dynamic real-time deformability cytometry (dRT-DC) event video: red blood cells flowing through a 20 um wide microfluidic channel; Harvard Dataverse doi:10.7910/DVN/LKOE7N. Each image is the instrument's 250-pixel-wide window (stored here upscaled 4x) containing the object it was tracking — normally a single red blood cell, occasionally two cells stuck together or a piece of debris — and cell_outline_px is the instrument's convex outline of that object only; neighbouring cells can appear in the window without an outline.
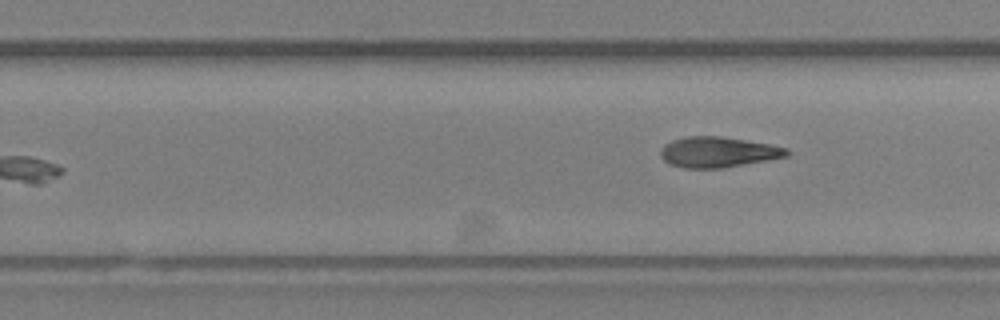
{"species": "Egyptian fruit bat (a non-hibernating species)", "species_latin": "Rousettus aegyptiacus", "temperature_condition": "room temperature", "stored_images_in_passage": 21, "camera_frame_rate_fps": 3000, "um_per_image_px": 0.085, "animal": {"sex": "female"}, "frame": {"image": 1, "passage_image": 21, "time_ms": 6.667, "image_size_px": [1000, 320], "cell_outline_px": [[792, 152], [788, 156], [768, 160], [724, 168], [684, 168], [672, 164], [664, 160], [660, 156], [660, 152], [664, 144], [672, 140], [688, 136], [720, 136], [768, 144], [788, 148]], "centroid_in_image_um": [61.05, 12.93], "position_along_channel_um": 268.7, "area_um2": 22.43}}